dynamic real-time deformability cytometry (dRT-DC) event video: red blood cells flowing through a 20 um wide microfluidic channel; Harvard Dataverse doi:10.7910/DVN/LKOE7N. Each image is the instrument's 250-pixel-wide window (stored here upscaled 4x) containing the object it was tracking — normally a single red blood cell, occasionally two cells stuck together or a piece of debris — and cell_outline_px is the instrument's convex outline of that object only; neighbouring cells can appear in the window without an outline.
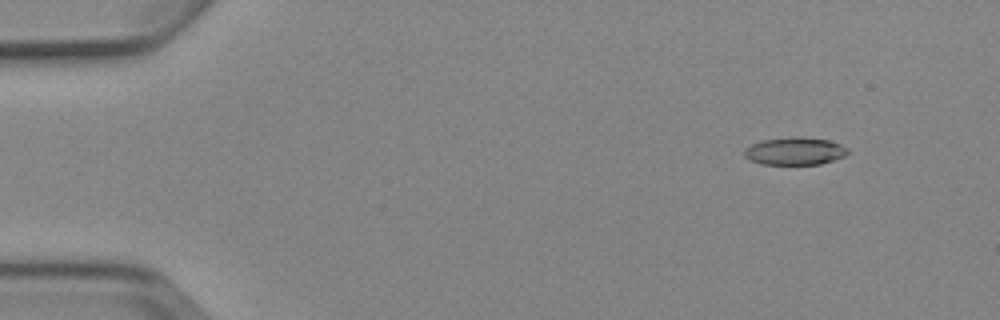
{"species": "Egyptian fruit bat (a non-hibernating species)", "species_latin": "Rousettus aegyptiacus", "temperature_condition": "cold", "stored_images_in_passage": 5, "camera_frame_rate_fps": 3000, "um_per_image_px": 0.085, "animal": {"sex": "female"}, "frame": {"image": 1, "passage_image": 2, "time_ms": 1.333, "image_size_px": [1000, 320], "cell_outline_px": [[848, 152], [844, 156], [820, 164], [760, 164], [744, 156], [744, 148], [760, 140], [796, 136], [800, 136], [828, 140], [840, 144], [848, 148]], "centroid_in_image_um": [67.54, 12.83], "position_along_channel_um": 17.5, "area_um2": 16.65}}
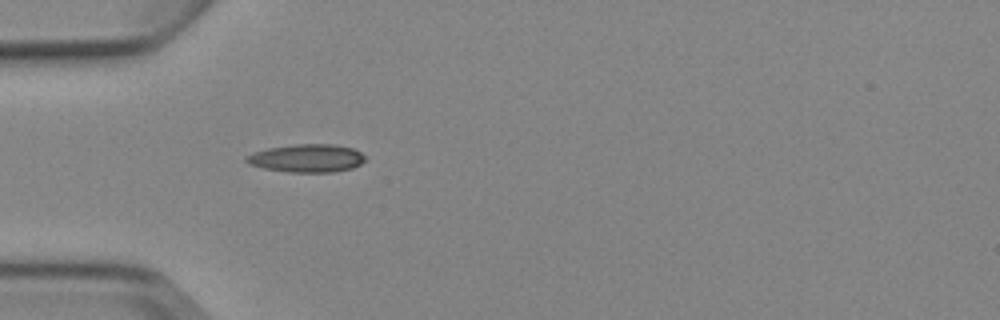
{"frame": {"image": 2, "passage_image": 5, "time_ms": 5.0, "image_size_px": [1000, 320], "cell_outline_px": [[368, 156], [360, 164], [352, 168], [336, 172], [288, 172], [264, 168], [248, 164], [244, 160], [244, 156], [252, 152], [268, 148], [296, 144], [336, 144], [352, 148]], "centroid_in_image_um": [26.07, 13.44], "position_along_channel_um": 58.9, "area_um2": 19.65}}